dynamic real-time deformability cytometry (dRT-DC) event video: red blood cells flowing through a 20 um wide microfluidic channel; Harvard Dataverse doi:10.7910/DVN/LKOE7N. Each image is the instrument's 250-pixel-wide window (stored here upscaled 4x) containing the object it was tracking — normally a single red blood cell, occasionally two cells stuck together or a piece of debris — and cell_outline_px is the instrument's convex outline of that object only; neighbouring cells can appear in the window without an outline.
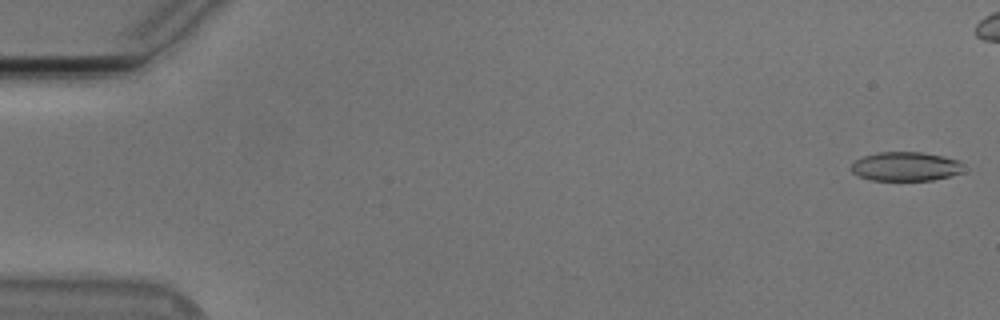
{"species": "Egyptian fruit bat (a non-hibernating species)", "species_latin": "Rousettus aegyptiacus", "temperature_condition": "cold", "stored_images_in_passage": 48, "camera_frame_rate_fps": 3000, "um_per_image_px": 0.085, "animal": {"sex": "male"}, "frame": {"image": 1, "passage_image": 1, "time_ms": 0.0, "image_size_px": [1000, 320], "cell_outline_px": [[964, 172], [932, 180], [872, 180], [860, 176], [852, 172], [852, 164], [856, 160], [864, 156], [876, 152], [920, 152], [944, 156], [960, 160]], "centroid_in_image_um": [77.0, 14.14], "position_along_channel_um": 8.0, "area_um2": 18.96}}
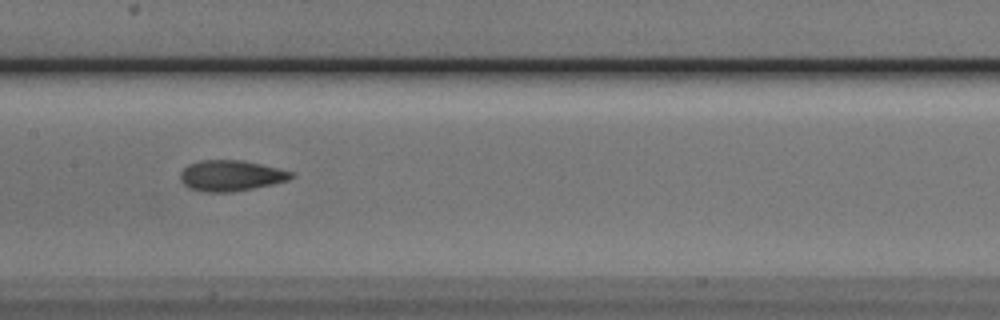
{"frame": {"image": 2, "passage_image": 27, "time_ms": 8.667, "image_size_px": [1000, 320], "cell_outline_px": [[292, 176], [288, 180], [272, 184], [232, 192], [204, 192], [188, 188], [180, 180], [180, 172], [188, 164], [200, 160], [240, 160], [260, 164], [292, 172]], "centroid_in_image_um": [19.55, 14.93], "position_along_channel_um": 187.8, "area_um2": 19.71}}
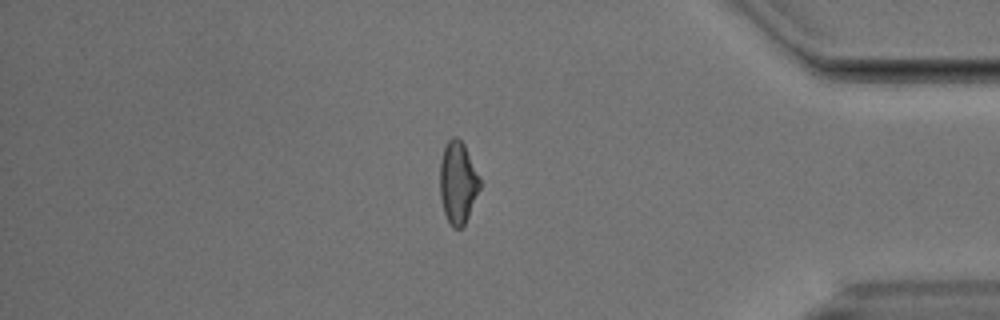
{"frame": {"image": 3, "passage_image": 46, "time_ms": 15.0, "image_size_px": [1000, 320], "cell_outline_px": [[480, 188], [468, 216], [464, 224], [460, 228], [452, 228], [444, 212], [440, 196], [440, 160], [444, 148], [448, 140], [452, 136], [456, 136], [464, 144], [480, 176]], "centroid_in_image_um": [38.91, 15.49], "position_along_channel_um": 396.3, "area_um2": 19.07}, "authors_computed_cell_mechanics": {"area_um2": 19.7676, "velocity_mm_per_s": 3.7772, "shape_relaxation_time_tau1_ms": 7.8399, "shape_relaxation_time_tau2_ms": 2.3068, "deformation_change_tau1": 0.1725, "deformation_change_tau2": 0.0835}}